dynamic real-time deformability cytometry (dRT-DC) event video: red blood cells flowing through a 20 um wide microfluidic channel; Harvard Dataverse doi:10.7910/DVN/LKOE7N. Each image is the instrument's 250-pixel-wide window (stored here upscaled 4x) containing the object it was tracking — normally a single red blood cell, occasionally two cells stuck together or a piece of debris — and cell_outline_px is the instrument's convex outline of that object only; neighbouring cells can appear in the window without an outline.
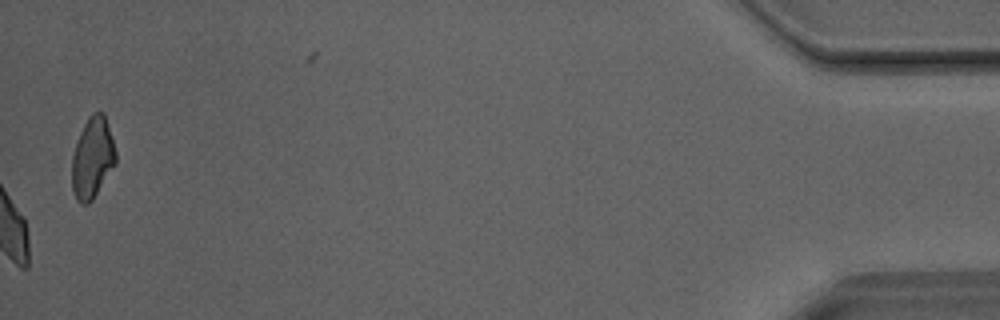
{"species": "Egyptian fruit bat (a non-hibernating species)", "species_latin": "Rousettus aegyptiacus", "temperature_condition": "room temperature", "stored_images_in_passage": 28, "camera_frame_rate_fps": 3000, "um_per_image_px": 0.085, "animal": {"sex": "male"}, "frame": {"image": 1, "passage_image": 28, "time_ms": 9.0, "image_size_px": [1000, 320], "cell_outline_px": [[116, 164], [92, 200], [88, 204], [80, 204], [76, 200], [72, 188], [72, 156], [80, 132], [88, 116], [92, 112], [104, 112], [116, 152]], "centroid_in_image_um": [7.86, 13.43], "position_along_channel_um": 427.3, "area_um2": 20.69}}